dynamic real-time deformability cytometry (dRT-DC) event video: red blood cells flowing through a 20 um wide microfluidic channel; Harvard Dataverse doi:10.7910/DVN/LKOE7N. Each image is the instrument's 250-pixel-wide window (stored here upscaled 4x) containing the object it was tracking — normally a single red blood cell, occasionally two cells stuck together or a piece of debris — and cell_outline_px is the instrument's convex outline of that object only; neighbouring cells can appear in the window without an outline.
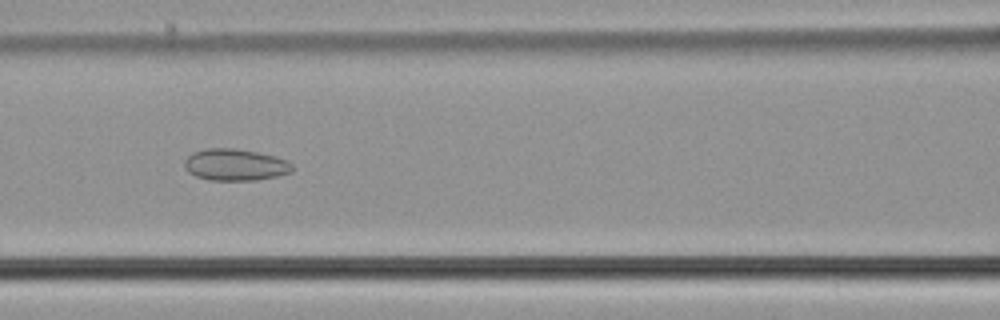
{"species": "common noctule bat (a hibernating species)", "species_latin": "Nyctalus noctula", "temperature_condition": "cold", "stored_images_in_passage": 47, "camera_frame_rate_fps": 3000, "um_per_image_px": 0.085, "animal": {"sex": "male", "body_mass_g": 21.5, "forearm_length_mm": 52.0}, "frame": {"image": 1, "passage_image": 24, "time_ms": 7.667, "image_size_px": [1000, 320], "cell_outline_px": [[292, 172], [276, 176], [256, 180], [208, 180], [196, 176], [188, 172], [184, 168], [184, 160], [192, 152], [204, 148], [236, 148], [276, 156], [288, 160], [292, 164]], "centroid_in_image_um": [19.97, 14.0], "position_along_channel_um": 146.6, "area_um2": 20.11}}
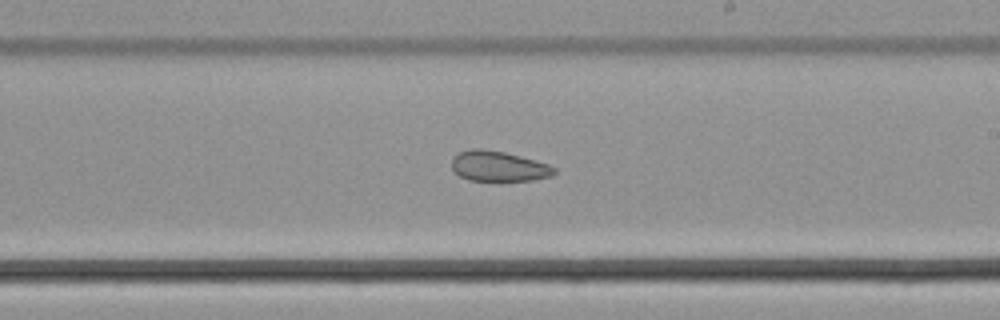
{"frame": {"image": 2, "passage_image": 32, "time_ms": 10.333, "image_size_px": [1000, 320], "cell_outline_px": [[556, 172], [552, 176], [536, 180], [468, 180], [460, 176], [452, 168], [452, 160], [460, 152], [472, 148], [480, 148], [504, 152], [536, 160], [548, 164], [556, 168]], "centroid_in_image_um": [42.41, 14.13], "position_along_channel_um": 246.6, "area_um2": 17.98}}
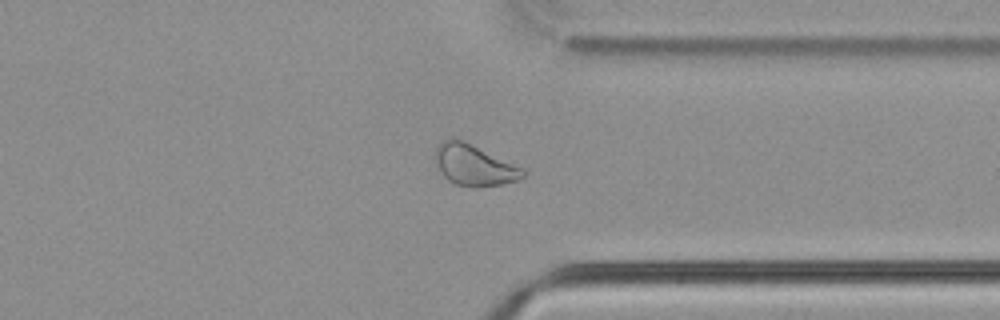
{"frame": {"image": 3, "passage_image": 42, "time_ms": 13.667, "image_size_px": [1000, 320], "cell_outline_px": [[528, 172], [520, 180], [504, 184], [476, 188], [472, 188], [456, 184], [448, 180], [440, 172], [436, 160], [436, 148], [444, 140], [464, 140], [524, 168]], "centroid_in_image_um": [40.37, 14.07], "position_along_channel_um": 371.0, "area_um2": 21.04}, "authors_computed_cell_mechanics": {"area_um2": 21.8484, "velocity_mm_per_s": 3.7648, "shape_relaxation_time_tau1_ms": null, "shape_relaxation_time_tau2_ms": 5.274, "deformation_change_tau1": null, "deformation_change_tau2": 0.1172}}